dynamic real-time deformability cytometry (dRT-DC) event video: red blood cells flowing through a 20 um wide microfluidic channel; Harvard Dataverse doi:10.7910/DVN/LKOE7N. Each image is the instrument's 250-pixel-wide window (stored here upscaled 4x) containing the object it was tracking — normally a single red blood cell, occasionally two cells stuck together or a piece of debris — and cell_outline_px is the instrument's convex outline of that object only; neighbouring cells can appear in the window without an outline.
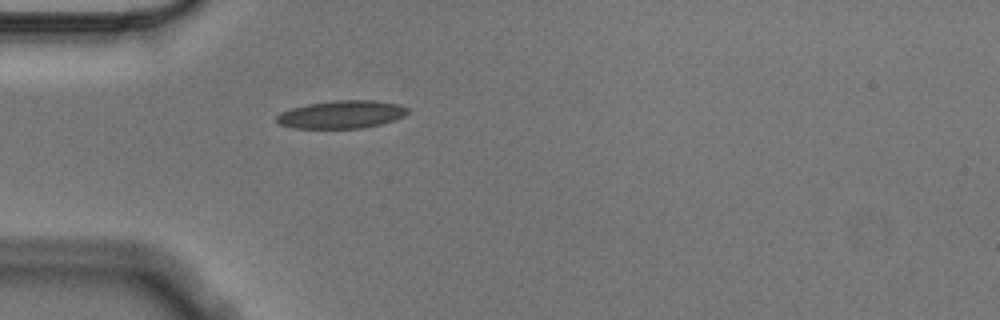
{"species": "Egyptian fruit bat (a non-hibernating species)", "species_latin": "Rousettus aegyptiacus", "temperature_condition": "cold", "stored_images_in_passage": 41, "camera_frame_rate_fps": 3000, "um_per_image_px": 0.085, "animal": {"sex": "male"}, "frame": {"image": 1, "passage_image": 1, "time_ms": 0.0, "image_size_px": [1000, 320], "cell_outline_px": [[408, 112], [404, 116], [380, 124], [364, 128], [292, 128], [280, 124], [276, 120], [276, 116], [280, 112], [292, 108], [308, 104], [336, 100], [376, 100], [400, 104], [408, 108]], "centroid_in_image_um": [29.03, 9.72], "position_along_channel_um": 56.0, "area_um2": 21.27}}
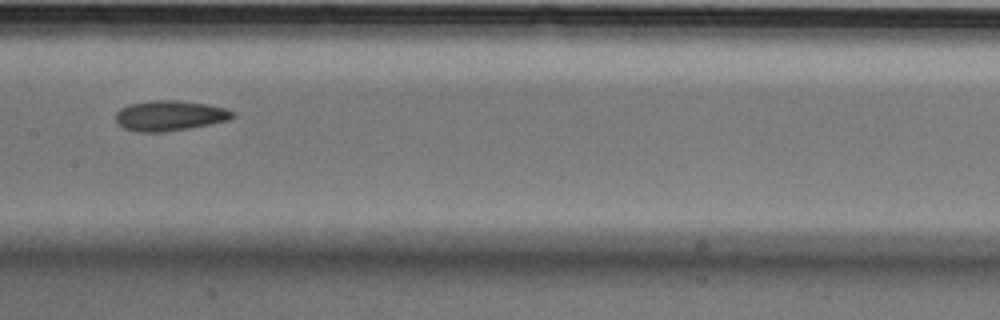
{"frame": {"image": 2, "passage_image": 13, "time_ms": 4.0, "image_size_px": [1000, 320], "cell_outline_px": [[236, 116], [228, 120], [188, 128], [164, 132], [136, 132], [124, 128], [116, 124], [116, 112], [120, 108], [128, 104], [148, 100], [180, 100], [208, 104], [224, 108], [236, 112]], "centroid_in_image_um": [14.4, 9.82], "position_along_channel_um": 193.0, "area_um2": 20.87}}
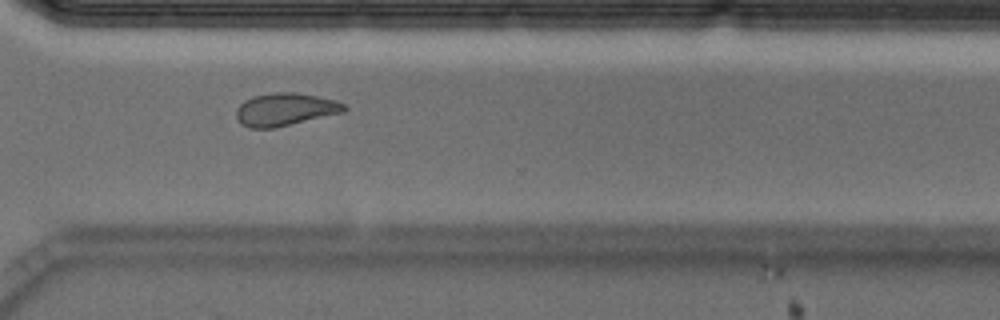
{"frame": {"image": 3, "passage_image": 26, "time_ms": 8.333, "image_size_px": [1000, 320], "cell_outline_px": [[348, 108], [344, 112], [276, 128], [248, 128], [240, 124], [236, 116], [236, 108], [244, 100], [252, 96], [276, 92], [296, 92], [336, 100], [344, 104]], "centroid_in_image_um": [24.22, 9.31], "position_along_channel_um": 346.4, "area_um2": 20.81}, "authors_computed_cell_mechanics": {"area_um2": 20.6346, "velocity_mm_per_s": 3.5492, "shape_relaxation_time_tau1_ms": 5.7676, "shape_relaxation_time_tau2_ms": 3.0715, "deformation_change_tau1": 0.1566, "deformation_change_tau2": 0.1021}}